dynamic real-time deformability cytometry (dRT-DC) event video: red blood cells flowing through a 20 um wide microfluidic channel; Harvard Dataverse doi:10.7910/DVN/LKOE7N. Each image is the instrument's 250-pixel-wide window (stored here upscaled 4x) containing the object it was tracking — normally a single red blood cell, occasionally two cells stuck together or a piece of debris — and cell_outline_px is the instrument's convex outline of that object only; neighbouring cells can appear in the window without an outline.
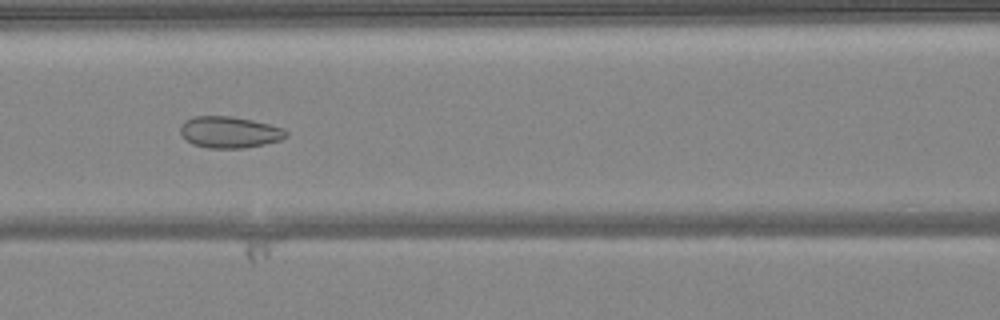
{"species": "common noctule bat (a hibernating species)", "species_latin": "Nyctalus noctula", "temperature_condition": "warm", "stored_images_in_passage": 51, "camera_frame_rate_fps": 3000, "um_per_image_px": 0.085, "animal": {"sex": "female", "body_mass_g": 24.6, "forearm_length_mm": 56.2}, "frame": {"image": 1, "passage_image": 22, "time_ms": 7.0, "image_size_px": [1000, 320], "cell_outline_px": [[288, 136], [280, 140], [264, 144], [244, 148], [208, 148], [192, 144], [180, 132], [180, 124], [184, 120], [192, 116], [232, 116], [252, 120], [284, 128], [288, 132]], "centroid_in_image_um": [19.5, 11.23], "position_along_channel_um": 147.1, "area_um2": 19.48}}
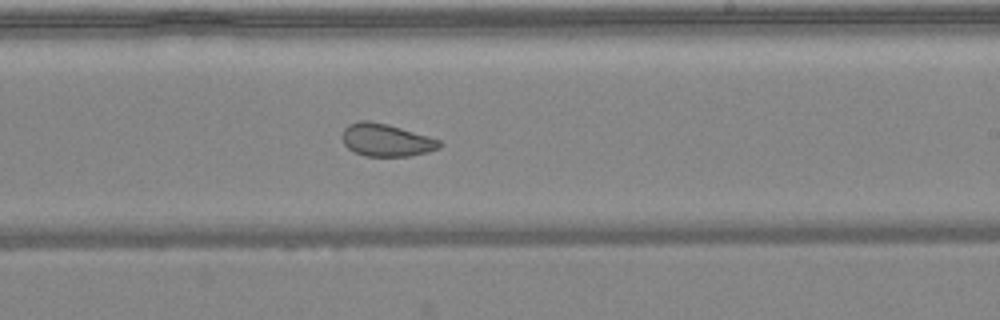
{"frame": {"image": 2, "passage_image": 30, "time_ms": 9.667, "image_size_px": [1000, 320], "cell_outline_px": [[444, 144], [440, 148], [428, 152], [408, 156], [364, 156], [352, 152], [344, 144], [340, 136], [344, 128], [348, 124], [360, 120], [368, 120], [388, 124], [428, 136], [440, 140]], "centroid_in_image_um": [32.8, 11.9], "position_along_channel_um": 256.2, "area_um2": 18.79}}
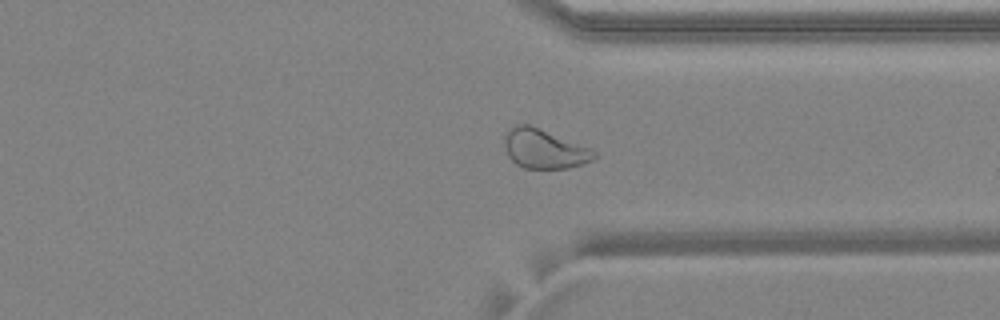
{"frame": {"image": 3, "passage_image": 38, "time_ms": 12.333, "image_size_px": [1000, 320], "cell_outline_px": [[596, 156], [592, 160], [568, 168], [524, 168], [516, 164], [508, 156], [504, 148], [504, 136], [508, 128], [516, 124], [528, 124], [592, 148], [596, 152]], "centroid_in_image_um": [46.22, 12.64], "position_along_channel_um": 365.2, "area_um2": 20.58}}